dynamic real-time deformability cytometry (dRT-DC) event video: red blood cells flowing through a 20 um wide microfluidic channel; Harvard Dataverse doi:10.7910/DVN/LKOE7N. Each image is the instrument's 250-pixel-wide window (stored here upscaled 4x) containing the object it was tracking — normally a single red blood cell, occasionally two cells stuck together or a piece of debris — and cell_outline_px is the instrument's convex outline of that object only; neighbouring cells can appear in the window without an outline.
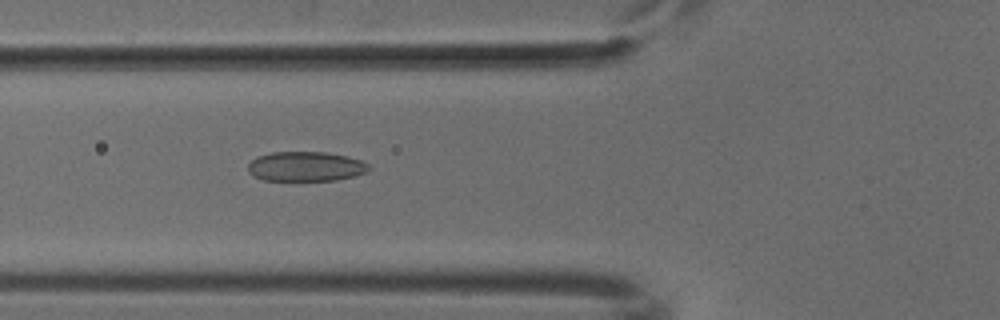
{"species": "common noctule bat (a hibernating species)", "species_latin": "Nyctalus noctula", "temperature_condition": "cold", "stored_images_in_passage": 30, "camera_frame_rate_fps": 3000, "um_per_image_px": 0.085, "animal": {"sex": "male", "body_mass_g": 18.8}, "frame": {"image": 1, "passage_image": 8, "time_ms": 2.333, "image_size_px": [1000, 320], "cell_outline_px": [[372, 168], [356, 176], [336, 180], [264, 180], [248, 172], [248, 164], [256, 156], [272, 152], [324, 152], [348, 156], [360, 160], [368, 164]], "centroid_in_image_um": [25.99, 14.14], "position_along_channel_um": 99.8, "area_um2": 20.87}}
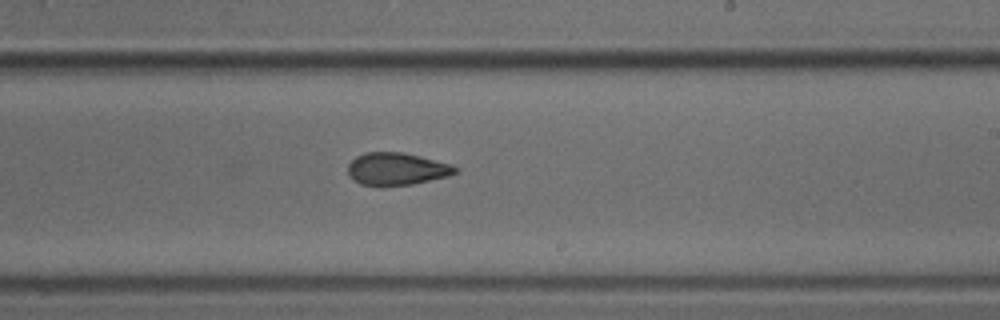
{"frame": {"image": 2, "passage_image": 20, "time_ms": 6.333, "image_size_px": [1000, 320], "cell_outline_px": [[460, 168], [456, 172], [448, 176], [412, 184], [384, 188], [380, 188], [360, 184], [348, 176], [348, 164], [356, 156], [364, 152], [404, 152], [452, 164]], "centroid_in_image_um": [33.69, 14.38], "position_along_channel_um": 255.3, "area_um2": 20.87}}
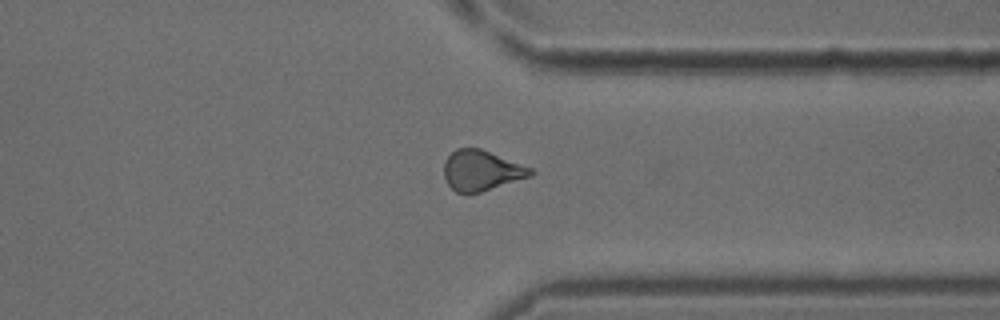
{"frame": {"image": 3, "passage_image": 29, "time_ms": 9.333, "image_size_px": [1000, 320], "cell_outline_px": [[536, 172], [532, 176], [480, 192], [456, 192], [448, 184], [444, 176], [444, 164], [448, 156], [456, 148], [480, 148], [532, 168]], "centroid_in_image_um": [40.94, 14.48], "position_along_channel_um": 370.5, "area_um2": 20.17}}